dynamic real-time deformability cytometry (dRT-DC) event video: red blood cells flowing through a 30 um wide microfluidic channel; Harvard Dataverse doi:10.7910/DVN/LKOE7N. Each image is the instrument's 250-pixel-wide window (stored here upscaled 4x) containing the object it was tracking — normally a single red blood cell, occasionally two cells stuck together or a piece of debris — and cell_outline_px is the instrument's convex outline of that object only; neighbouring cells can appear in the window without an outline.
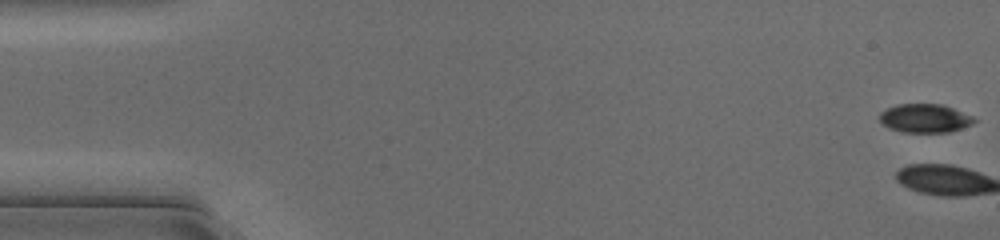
{"species": "common noctule bat (a hibernating species)", "species_latin": "Nyctalus noctula", "temperature_condition": "cold", "stored_images_in_passage": 50, "camera_frame_rate_fps": 3000, "um_per_image_px": 0.085, "animal": {"sex": "female", "body_mass_g": 17.0, "forearm_length_mm": 48.0}, "frame": {"image": 1, "passage_image": 1, "time_ms": 0.0, "image_size_px": [1000, 240], "cell_outline_px": [[976, 120], [972, 124], [948, 132], [904, 132], [888, 128], [880, 120], [880, 112], [896, 104], [940, 104], [952, 108], [972, 116]], "centroid_in_image_um": [78.59, 10.05], "position_along_channel_um": 6.4, "area_um2": 15.55}}
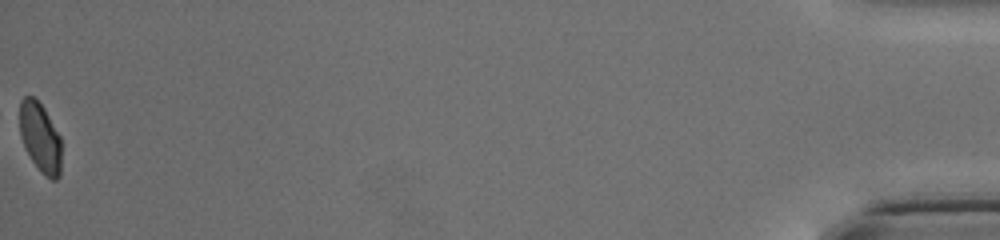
{"frame": {"image": 2, "passage_image": 50, "time_ms": 16.333, "image_size_px": [1000, 240], "cell_outline_px": [[60, 176], [56, 180], [52, 180], [32, 160], [24, 144], [20, 132], [20, 100], [24, 96], [32, 96], [44, 108], [60, 136]], "centroid_in_image_um": [3.42, 11.64], "position_along_channel_um": 431.8, "area_um2": 16.36}}